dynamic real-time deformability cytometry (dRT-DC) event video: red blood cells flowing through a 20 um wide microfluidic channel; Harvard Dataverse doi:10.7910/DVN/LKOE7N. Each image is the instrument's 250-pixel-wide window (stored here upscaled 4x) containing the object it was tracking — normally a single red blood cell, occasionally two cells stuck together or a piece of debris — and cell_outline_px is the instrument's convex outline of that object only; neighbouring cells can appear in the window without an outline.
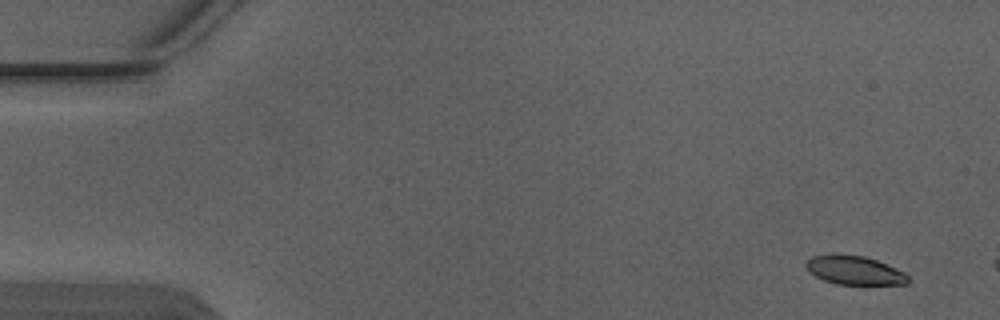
{"species": "Egyptian fruit bat (a non-hibernating species)", "species_latin": "Rousettus aegyptiacus", "temperature_condition": "warm", "stored_images_in_passage": 3, "camera_frame_rate_fps": 3000, "um_per_image_px": 0.085, "animal": {"sex": "male"}, "frame": {"image": 1, "passage_image": 1, "time_ms": 0.0, "image_size_px": [1000, 320], "cell_outline_px": [[908, 284], [836, 284], [824, 280], [808, 272], [804, 264], [812, 256], [864, 256], [876, 260], [904, 272], [908, 276]], "centroid_in_image_um": [72.63, 23.0], "position_along_channel_um": 12.4, "area_um2": 16.53}}